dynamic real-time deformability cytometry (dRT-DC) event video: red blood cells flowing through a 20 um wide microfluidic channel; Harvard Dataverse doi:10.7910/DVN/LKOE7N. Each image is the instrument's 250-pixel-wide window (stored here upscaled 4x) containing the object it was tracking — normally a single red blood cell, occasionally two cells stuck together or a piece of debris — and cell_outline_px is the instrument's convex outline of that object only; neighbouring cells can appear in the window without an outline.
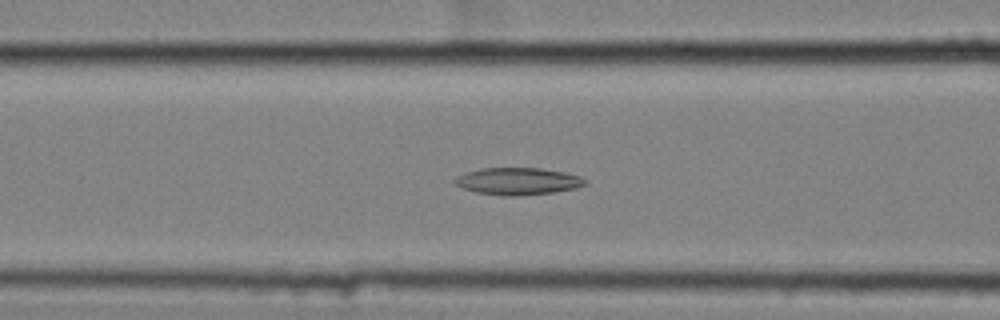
{"species": "common noctule bat (a hibernating species)", "species_latin": "Nyctalus noctula", "temperature_condition": "cold", "stored_images_in_passage": 60, "camera_frame_rate_fps": 3000, "um_per_image_px": 0.085, "animal": {"sex": "female", "body_mass_g": 25.1}, "frame": {"image": 1, "passage_image": 26, "time_ms": 8.333, "image_size_px": [1000, 320], "cell_outline_px": [[588, 184], [576, 188], [552, 192], [516, 196], [504, 196], [476, 192], [460, 188], [452, 180], [456, 176], [480, 168], [540, 168], [564, 172], [580, 176], [588, 180]], "centroid_in_image_um": [44.02, 15.4], "position_along_channel_um": 122.6, "area_um2": 20.69}}
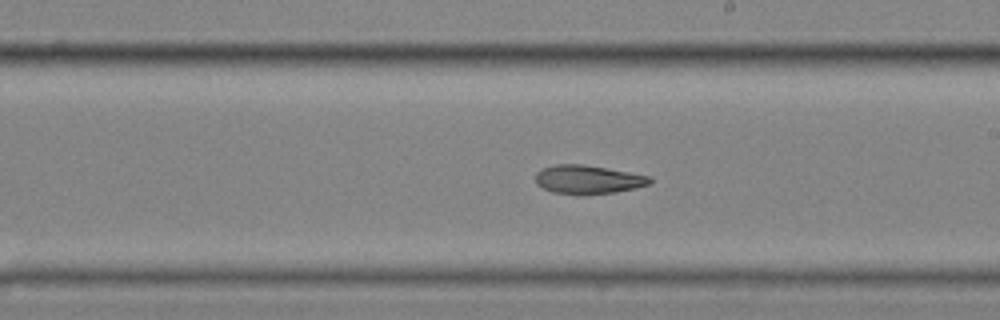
{"frame": {"image": 2, "passage_image": 36, "time_ms": 11.667, "image_size_px": [1000, 320], "cell_outline_px": [[652, 184], [636, 188], [616, 192], [584, 196], [576, 196], [552, 192], [536, 184], [536, 172], [544, 168], [556, 164], [584, 164], [652, 176]], "centroid_in_image_um": [50.01, 15.28], "position_along_channel_um": 239.0, "area_um2": 19.59}}
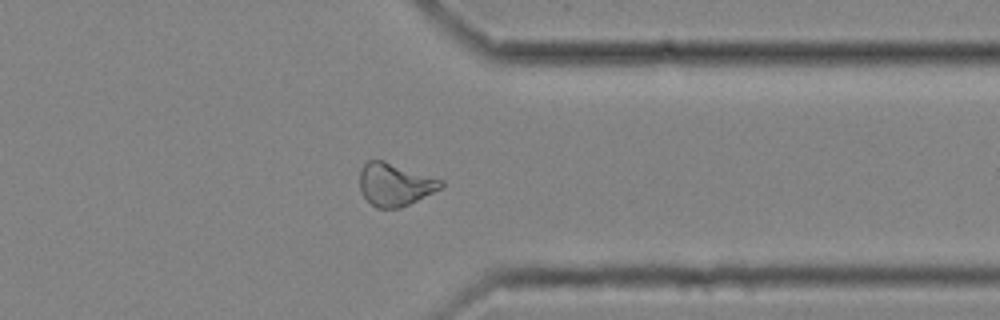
{"frame": {"image": 3, "passage_image": 48, "time_ms": 15.667, "image_size_px": [1000, 320], "cell_outline_px": [[444, 184], [440, 188], [400, 208], [376, 208], [364, 196], [360, 188], [360, 168], [368, 160], [384, 160], [444, 180]], "centroid_in_image_um": [33.55, 15.66], "position_along_channel_um": 377.9, "area_um2": 20.06}, "authors_computed_cell_mechanics": {"area_um2": 21.4438, "velocity_mm_per_s": 3.4958, "shape_relaxation_time_tau1_ms": null, "shape_relaxation_time_tau2_ms": 8.961, "deformation_change_tau1": null, "deformation_change_tau2": 0.1836}}